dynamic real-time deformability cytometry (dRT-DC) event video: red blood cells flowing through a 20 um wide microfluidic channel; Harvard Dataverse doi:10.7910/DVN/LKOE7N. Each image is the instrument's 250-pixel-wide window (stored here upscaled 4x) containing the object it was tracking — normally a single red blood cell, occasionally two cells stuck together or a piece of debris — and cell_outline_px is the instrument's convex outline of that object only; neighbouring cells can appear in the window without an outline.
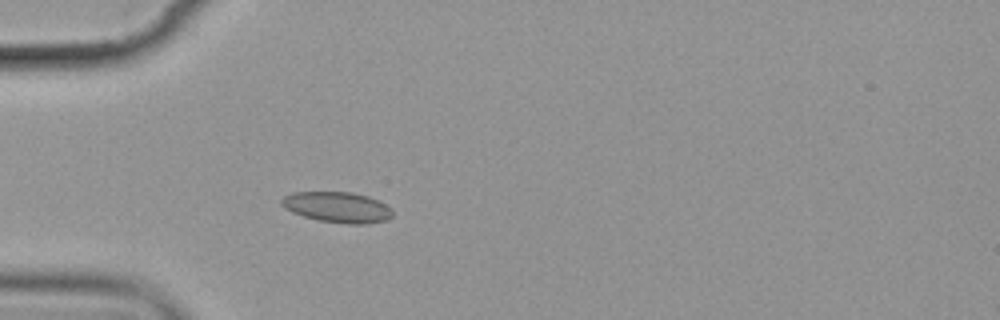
{"species": "common noctule bat (a hibernating species)", "species_latin": "Nyctalus noctula", "temperature_condition": "cold", "stored_images_in_passage": 4, "camera_frame_rate_fps": 3000, "um_per_image_px": 0.085, "animal": {"sex": "female", "body_mass_g": 19.9}, "frame": {"image": 1, "passage_image": 4, "time_ms": 3.667, "image_size_px": [1000, 320], "cell_outline_px": [[392, 216], [384, 220], [368, 224], [348, 224], [316, 220], [292, 212], [284, 208], [280, 204], [280, 200], [284, 196], [292, 192], [352, 192], [368, 196], [392, 208]], "centroid_in_image_um": [28.64, 17.61], "position_along_channel_um": 56.4, "area_um2": 19.88}}